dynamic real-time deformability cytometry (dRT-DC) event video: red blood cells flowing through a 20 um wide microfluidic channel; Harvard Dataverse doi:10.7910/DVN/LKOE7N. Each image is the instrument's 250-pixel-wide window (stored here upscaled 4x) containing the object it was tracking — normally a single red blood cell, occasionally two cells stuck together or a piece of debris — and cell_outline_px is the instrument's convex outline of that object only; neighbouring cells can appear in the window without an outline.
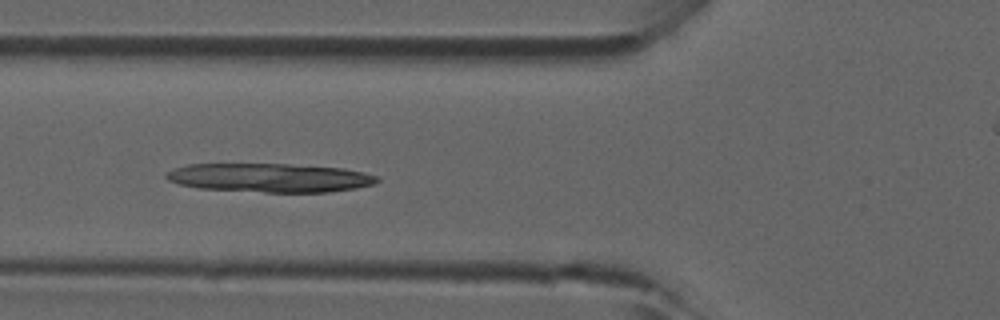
{"species": "common noctule bat (a hibernating species)", "species_latin": "Nyctalus noctula", "temperature_condition": "room temperature", "stored_images_in_passage": 4, "camera_frame_rate_fps": 3000, "um_per_image_px": 0.085, "animal": {"sex": "male", "forearm_length_mm": 52.5}, "frame": {"image": 1, "passage_image": 4, "time_ms": 1.0, "image_size_px": [1000, 320], "cell_outline_px": [[380, 180], [376, 184], [356, 188], [328, 192], [264, 192], [200, 188], [180, 184], [168, 180], [164, 176], [164, 172], [172, 168], [188, 164], [288, 164], [344, 168], [364, 172], [376, 176]], "centroid_in_image_um": [22.93, 15.1], "position_along_channel_um": 102.9, "area_um2": 35.55}}